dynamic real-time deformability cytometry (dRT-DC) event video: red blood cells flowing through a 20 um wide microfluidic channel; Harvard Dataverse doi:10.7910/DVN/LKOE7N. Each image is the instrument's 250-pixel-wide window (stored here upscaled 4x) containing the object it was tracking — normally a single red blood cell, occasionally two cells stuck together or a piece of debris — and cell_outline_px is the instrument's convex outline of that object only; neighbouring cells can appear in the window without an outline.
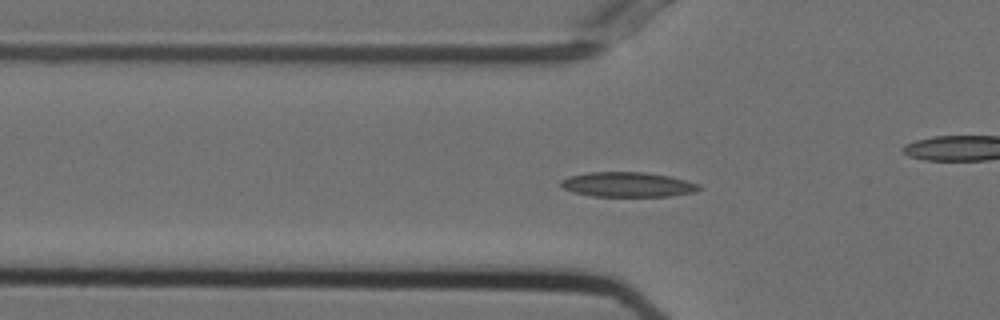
{"species": "Egyptian fruit bat (a non-hibernating species)", "species_latin": "Rousettus aegyptiacus", "temperature_condition": "cold", "stored_images_in_passage": 55, "camera_frame_rate_fps": 3000, "um_per_image_px": 0.085, "animal": {"sex": "female"}, "frame": {"image": 1, "passage_image": 18, "time_ms": 5.667, "image_size_px": [1000, 320], "cell_outline_px": [[700, 188], [696, 192], [672, 196], [592, 196], [572, 192], [564, 188], [560, 184], [560, 180], [568, 176], [588, 172], [644, 172], [668, 176], [700, 184]], "centroid_in_image_um": [53.33, 15.69], "position_along_channel_um": 72.5, "area_um2": 20.0}}
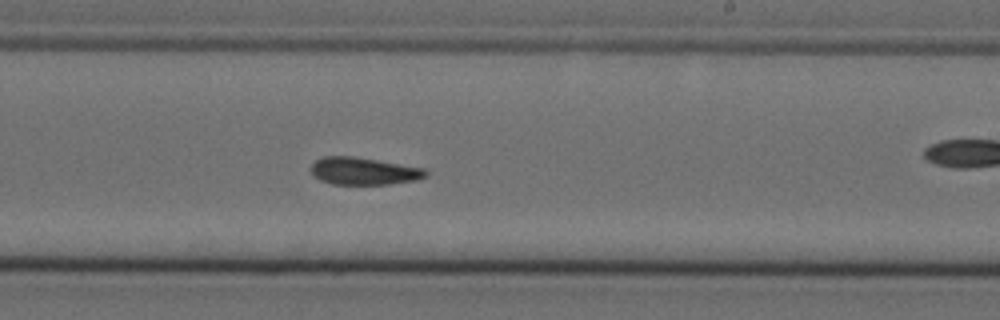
{"frame": {"image": 2, "passage_image": 33, "time_ms": 10.667, "image_size_px": [1000, 320], "cell_outline_px": [[428, 176], [416, 180], [388, 184], [332, 184], [320, 180], [312, 172], [312, 164], [316, 160], [324, 156], [352, 156], [424, 168], [428, 172]], "centroid_in_image_um": [30.93, 14.54], "position_along_channel_um": 258.1, "area_um2": 18.09}}
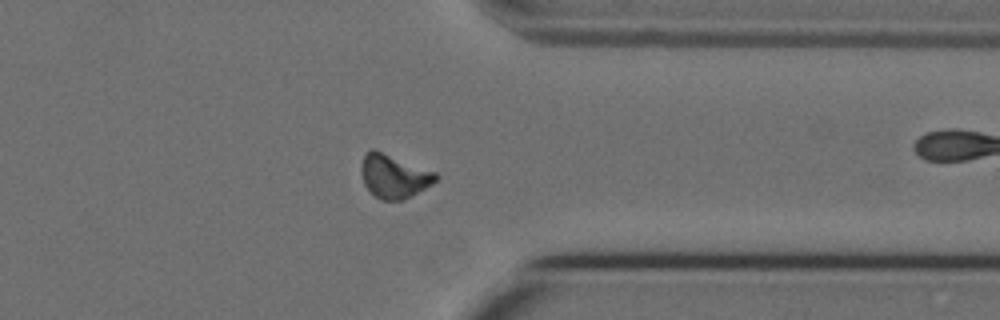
{"frame": {"image": 3, "passage_image": 43, "time_ms": 14.0, "image_size_px": [1000, 320], "cell_outline_px": [[440, 176], [432, 184], [412, 196], [404, 200], [380, 200], [364, 184], [360, 168], [364, 156], [372, 148], [436, 172]], "centroid_in_image_um": [33.5, 14.99], "position_along_channel_um": 377.9, "area_um2": 18.79}, "authors_computed_cell_mechanics": {"area_um2": 18.3226, "velocity_mm_per_s": 3.7038, "shape_relaxation_time_tau1_ms": null, "shape_relaxation_time_tau2_ms": 5.0336, "deformation_change_tau1": null, "deformation_change_tau2": 0.1033}}